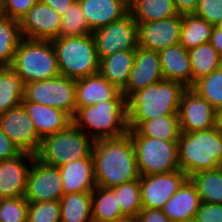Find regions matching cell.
I'll use <instances>...</instances> for the list:
<instances>
[{
	"instance_id": "obj_1",
	"label": "cell",
	"mask_w": 222,
	"mask_h": 222,
	"mask_svg": "<svg viewBox=\"0 0 222 222\" xmlns=\"http://www.w3.org/2000/svg\"><path fill=\"white\" fill-rule=\"evenodd\" d=\"M92 159L96 186L113 188L140 178L135 148L128 133L95 140Z\"/></svg>"
},
{
	"instance_id": "obj_2",
	"label": "cell",
	"mask_w": 222,
	"mask_h": 222,
	"mask_svg": "<svg viewBox=\"0 0 222 222\" xmlns=\"http://www.w3.org/2000/svg\"><path fill=\"white\" fill-rule=\"evenodd\" d=\"M186 89L181 83L161 80L137 90L127 99L128 129L158 116L178 115L180 98Z\"/></svg>"
},
{
	"instance_id": "obj_3",
	"label": "cell",
	"mask_w": 222,
	"mask_h": 222,
	"mask_svg": "<svg viewBox=\"0 0 222 222\" xmlns=\"http://www.w3.org/2000/svg\"><path fill=\"white\" fill-rule=\"evenodd\" d=\"M72 124L95 140L128 133L127 99L120 91L112 100L76 108Z\"/></svg>"
},
{
	"instance_id": "obj_4",
	"label": "cell",
	"mask_w": 222,
	"mask_h": 222,
	"mask_svg": "<svg viewBox=\"0 0 222 222\" xmlns=\"http://www.w3.org/2000/svg\"><path fill=\"white\" fill-rule=\"evenodd\" d=\"M179 169L188 177L222 166V130L214 127L195 132H181L178 139Z\"/></svg>"
},
{
	"instance_id": "obj_5",
	"label": "cell",
	"mask_w": 222,
	"mask_h": 222,
	"mask_svg": "<svg viewBox=\"0 0 222 222\" xmlns=\"http://www.w3.org/2000/svg\"><path fill=\"white\" fill-rule=\"evenodd\" d=\"M11 68L24 85L60 76L56 52L50 40L22 38Z\"/></svg>"
},
{
	"instance_id": "obj_6",
	"label": "cell",
	"mask_w": 222,
	"mask_h": 222,
	"mask_svg": "<svg viewBox=\"0 0 222 222\" xmlns=\"http://www.w3.org/2000/svg\"><path fill=\"white\" fill-rule=\"evenodd\" d=\"M51 42L60 75L76 80L99 72L100 59L93 34L55 38Z\"/></svg>"
},
{
	"instance_id": "obj_7",
	"label": "cell",
	"mask_w": 222,
	"mask_h": 222,
	"mask_svg": "<svg viewBox=\"0 0 222 222\" xmlns=\"http://www.w3.org/2000/svg\"><path fill=\"white\" fill-rule=\"evenodd\" d=\"M94 140L71 124L68 128L41 139L35 157L47 165L61 167L92 155Z\"/></svg>"
},
{
	"instance_id": "obj_8",
	"label": "cell",
	"mask_w": 222,
	"mask_h": 222,
	"mask_svg": "<svg viewBox=\"0 0 222 222\" xmlns=\"http://www.w3.org/2000/svg\"><path fill=\"white\" fill-rule=\"evenodd\" d=\"M136 153L140 176L179 170L178 141H164L144 136H130Z\"/></svg>"
},
{
	"instance_id": "obj_9",
	"label": "cell",
	"mask_w": 222,
	"mask_h": 222,
	"mask_svg": "<svg viewBox=\"0 0 222 222\" xmlns=\"http://www.w3.org/2000/svg\"><path fill=\"white\" fill-rule=\"evenodd\" d=\"M22 101L55 107L73 117L76 113L75 79L60 75L53 79L25 84Z\"/></svg>"
},
{
	"instance_id": "obj_10",
	"label": "cell",
	"mask_w": 222,
	"mask_h": 222,
	"mask_svg": "<svg viewBox=\"0 0 222 222\" xmlns=\"http://www.w3.org/2000/svg\"><path fill=\"white\" fill-rule=\"evenodd\" d=\"M99 59L138 47L137 22L130 13L92 32Z\"/></svg>"
},
{
	"instance_id": "obj_11",
	"label": "cell",
	"mask_w": 222,
	"mask_h": 222,
	"mask_svg": "<svg viewBox=\"0 0 222 222\" xmlns=\"http://www.w3.org/2000/svg\"><path fill=\"white\" fill-rule=\"evenodd\" d=\"M63 195L59 168L34 157L27 176L24 198L28 202L59 201Z\"/></svg>"
},
{
	"instance_id": "obj_12",
	"label": "cell",
	"mask_w": 222,
	"mask_h": 222,
	"mask_svg": "<svg viewBox=\"0 0 222 222\" xmlns=\"http://www.w3.org/2000/svg\"><path fill=\"white\" fill-rule=\"evenodd\" d=\"M189 179L180 169L169 173L140 176L142 209H163L172 195Z\"/></svg>"
},
{
	"instance_id": "obj_13",
	"label": "cell",
	"mask_w": 222,
	"mask_h": 222,
	"mask_svg": "<svg viewBox=\"0 0 222 222\" xmlns=\"http://www.w3.org/2000/svg\"><path fill=\"white\" fill-rule=\"evenodd\" d=\"M0 127L21 152L36 154L41 138L35 125L22 105L6 111L0 116Z\"/></svg>"
},
{
	"instance_id": "obj_14",
	"label": "cell",
	"mask_w": 222,
	"mask_h": 222,
	"mask_svg": "<svg viewBox=\"0 0 222 222\" xmlns=\"http://www.w3.org/2000/svg\"><path fill=\"white\" fill-rule=\"evenodd\" d=\"M179 122L181 132H195L216 127L215 108L190 88L180 98Z\"/></svg>"
},
{
	"instance_id": "obj_15",
	"label": "cell",
	"mask_w": 222,
	"mask_h": 222,
	"mask_svg": "<svg viewBox=\"0 0 222 222\" xmlns=\"http://www.w3.org/2000/svg\"><path fill=\"white\" fill-rule=\"evenodd\" d=\"M182 15L168 19L137 23L138 46L160 52L169 46L179 44Z\"/></svg>"
},
{
	"instance_id": "obj_16",
	"label": "cell",
	"mask_w": 222,
	"mask_h": 222,
	"mask_svg": "<svg viewBox=\"0 0 222 222\" xmlns=\"http://www.w3.org/2000/svg\"><path fill=\"white\" fill-rule=\"evenodd\" d=\"M19 24L23 38L51 41L58 36L61 16L39 1L25 14Z\"/></svg>"
},
{
	"instance_id": "obj_17",
	"label": "cell",
	"mask_w": 222,
	"mask_h": 222,
	"mask_svg": "<svg viewBox=\"0 0 222 222\" xmlns=\"http://www.w3.org/2000/svg\"><path fill=\"white\" fill-rule=\"evenodd\" d=\"M163 80L158 52L137 47L126 86L121 90L128 99L137 90Z\"/></svg>"
},
{
	"instance_id": "obj_18",
	"label": "cell",
	"mask_w": 222,
	"mask_h": 222,
	"mask_svg": "<svg viewBox=\"0 0 222 222\" xmlns=\"http://www.w3.org/2000/svg\"><path fill=\"white\" fill-rule=\"evenodd\" d=\"M34 157L32 153L21 152L14 158L0 161L1 199L24 196L27 176Z\"/></svg>"
},
{
	"instance_id": "obj_19",
	"label": "cell",
	"mask_w": 222,
	"mask_h": 222,
	"mask_svg": "<svg viewBox=\"0 0 222 222\" xmlns=\"http://www.w3.org/2000/svg\"><path fill=\"white\" fill-rule=\"evenodd\" d=\"M88 28H98L120 20L129 13V0H78Z\"/></svg>"
},
{
	"instance_id": "obj_20",
	"label": "cell",
	"mask_w": 222,
	"mask_h": 222,
	"mask_svg": "<svg viewBox=\"0 0 222 222\" xmlns=\"http://www.w3.org/2000/svg\"><path fill=\"white\" fill-rule=\"evenodd\" d=\"M21 105L33 120L41 139L63 131L72 124V117L61 109L30 101H22Z\"/></svg>"
},
{
	"instance_id": "obj_21",
	"label": "cell",
	"mask_w": 222,
	"mask_h": 222,
	"mask_svg": "<svg viewBox=\"0 0 222 222\" xmlns=\"http://www.w3.org/2000/svg\"><path fill=\"white\" fill-rule=\"evenodd\" d=\"M162 77L164 80L177 81L184 87L192 86V69L189 51L180 43L158 52Z\"/></svg>"
},
{
	"instance_id": "obj_22",
	"label": "cell",
	"mask_w": 222,
	"mask_h": 222,
	"mask_svg": "<svg viewBox=\"0 0 222 222\" xmlns=\"http://www.w3.org/2000/svg\"><path fill=\"white\" fill-rule=\"evenodd\" d=\"M200 203L197 188L188 179L166 202L162 210L171 222H193Z\"/></svg>"
},
{
	"instance_id": "obj_23",
	"label": "cell",
	"mask_w": 222,
	"mask_h": 222,
	"mask_svg": "<svg viewBox=\"0 0 222 222\" xmlns=\"http://www.w3.org/2000/svg\"><path fill=\"white\" fill-rule=\"evenodd\" d=\"M119 92L98 72L75 80V105L78 108L109 101Z\"/></svg>"
},
{
	"instance_id": "obj_24",
	"label": "cell",
	"mask_w": 222,
	"mask_h": 222,
	"mask_svg": "<svg viewBox=\"0 0 222 222\" xmlns=\"http://www.w3.org/2000/svg\"><path fill=\"white\" fill-rule=\"evenodd\" d=\"M64 195L92 192L96 187L92 155L59 167Z\"/></svg>"
},
{
	"instance_id": "obj_25",
	"label": "cell",
	"mask_w": 222,
	"mask_h": 222,
	"mask_svg": "<svg viewBox=\"0 0 222 222\" xmlns=\"http://www.w3.org/2000/svg\"><path fill=\"white\" fill-rule=\"evenodd\" d=\"M134 58L135 50L115 52L100 60L99 73L121 91L128 82Z\"/></svg>"
},
{
	"instance_id": "obj_26",
	"label": "cell",
	"mask_w": 222,
	"mask_h": 222,
	"mask_svg": "<svg viewBox=\"0 0 222 222\" xmlns=\"http://www.w3.org/2000/svg\"><path fill=\"white\" fill-rule=\"evenodd\" d=\"M130 136H144L164 141H178L181 129L179 115L158 116L140 123L134 130H128Z\"/></svg>"
},
{
	"instance_id": "obj_27",
	"label": "cell",
	"mask_w": 222,
	"mask_h": 222,
	"mask_svg": "<svg viewBox=\"0 0 222 222\" xmlns=\"http://www.w3.org/2000/svg\"><path fill=\"white\" fill-rule=\"evenodd\" d=\"M129 13L137 23L159 21L181 15L173 0H129Z\"/></svg>"
},
{
	"instance_id": "obj_28",
	"label": "cell",
	"mask_w": 222,
	"mask_h": 222,
	"mask_svg": "<svg viewBox=\"0 0 222 222\" xmlns=\"http://www.w3.org/2000/svg\"><path fill=\"white\" fill-rule=\"evenodd\" d=\"M91 195L93 222H114L125 218L117 205V196L113 188L96 186Z\"/></svg>"
},
{
	"instance_id": "obj_29",
	"label": "cell",
	"mask_w": 222,
	"mask_h": 222,
	"mask_svg": "<svg viewBox=\"0 0 222 222\" xmlns=\"http://www.w3.org/2000/svg\"><path fill=\"white\" fill-rule=\"evenodd\" d=\"M59 203L61 222H93L91 192L63 195Z\"/></svg>"
},
{
	"instance_id": "obj_30",
	"label": "cell",
	"mask_w": 222,
	"mask_h": 222,
	"mask_svg": "<svg viewBox=\"0 0 222 222\" xmlns=\"http://www.w3.org/2000/svg\"><path fill=\"white\" fill-rule=\"evenodd\" d=\"M24 84L11 66L0 67V116L22 103Z\"/></svg>"
},
{
	"instance_id": "obj_31",
	"label": "cell",
	"mask_w": 222,
	"mask_h": 222,
	"mask_svg": "<svg viewBox=\"0 0 222 222\" xmlns=\"http://www.w3.org/2000/svg\"><path fill=\"white\" fill-rule=\"evenodd\" d=\"M213 28L214 25L193 13L182 14V28L179 43L187 50L207 43L210 40Z\"/></svg>"
},
{
	"instance_id": "obj_32",
	"label": "cell",
	"mask_w": 222,
	"mask_h": 222,
	"mask_svg": "<svg viewBox=\"0 0 222 222\" xmlns=\"http://www.w3.org/2000/svg\"><path fill=\"white\" fill-rule=\"evenodd\" d=\"M188 51L192 69V84L200 77L222 67V57L209 42Z\"/></svg>"
},
{
	"instance_id": "obj_33",
	"label": "cell",
	"mask_w": 222,
	"mask_h": 222,
	"mask_svg": "<svg viewBox=\"0 0 222 222\" xmlns=\"http://www.w3.org/2000/svg\"><path fill=\"white\" fill-rule=\"evenodd\" d=\"M196 186L201 202L222 204V166L189 177Z\"/></svg>"
},
{
	"instance_id": "obj_34",
	"label": "cell",
	"mask_w": 222,
	"mask_h": 222,
	"mask_svg": "<svg viewBox=\"0 0 222 222\" xmlns=\"http://www.w3.org/2000/svg\"><path fill=\"white\" fill-rule=\"evenodd\" d=\"M20 24L16 19L0 17V67L11 66L16 48L22 39Z\"/></svg>"
},
{
	"instance_id": "obj_35",
	"label": "cell",
	"mask_w": 222,
	"mask_h": 222,
	"mask_svg": "<svg viewBox=\"0 0 222 222\" xmlns=\"http://www.w3.org/2000/svg\"><path fill=\"white\" fill-rule=\"evenodd\" d=\"M117 205L125 217H137L142 210L140 178L113 187Z\"/></svg>"
},
{
	"instance_id": "obj_36",
	"label": "cell",
	"mask_w": 222,
	"mask_h": 222,
	"mask_svg": "<svg viewBox=\"0 0 222 222\" xmlns=\"http://www.w3.org/2000/svg\"><path fill=\"white\" fill-rule=\"evenodd\" d=\"M190 89L207 100L216 109L222 104V67L200 77L192 84Z\"/></svg>"
},
{
	"instance_id": "obj_37",
	"label": "cell",
	"mask_w": 222,
	"mask_h": 222,
	"mask_svg": "<svg viewBox=\"0 0 222 222\" xmlns=\"http://www.w3.org/2000/svg\"><path fill=\"white\" fill-rule=\"evenodd\" d=\"M90 34H92V31L87 26L79 1L76 0L66 13L61 16V25L57 38Z\"/></svg>"
},
{
	"instance_id": "obj_38",
	"label": "cell",
	"mask_w": 222,
	"mask_h": 222,
	"mask_svg": "<svg viewBox=\"0 0 222 222\" xmlns=\"http://www.w3.org/2000/svg\"><path fill=\"white\" fill-rule=\"evenodd\" d=\"M27 222H61L59 201L28 202Z\"/></svg>"
},
{
	"instance_id": "obj_39",
	"label": "cell",
	"mask_w": 222,
	"mask_h": 222,
	"mask_svg": "<svg viewBox=\"0 0 222 222\" xmlns=\"http://www.w3.org/2000/svg\"><path fill=\"white\" fill-rule=\"evenodd\" d=\"M27 211L24 196L0 199V222H27Z\"/></svg>"
},
{
	"instance_id": "obj_40",
	"label": "cell",
	"mask_w": 222,
	"mask_h": 222,
	"mask_svg": "<svg viewBox=\"0 0 222 222\" xmlns=\"http://www.w3.org/2000/svg\"><path fill=\"white\" fill-rule=\"evenodd\" d=\"M193 14L214 26L222 25V0H198Z\"/></svg>"
},
{
	"instance_id": "obj_41",
	"label": "cell",
	"mask_w": 222,
	"mask_h": 222,
	"mask_svg": "<svg viewBox=\"0 0 222 222\" xmlns=\"http://www.w3.org/2000/svg\"><path fill=\"white\" fill-rule=\"evenodd\" d=\"M37 2L39 0H5L2 13L4 16L20 21Z\"/></svg>"
},
{
	"instance_id": "obj_42",
	"label": "cell",
	"mask_w": 222,
	"mask_h": 222,
	"mask_svg": "<svg viewBox=\"0 0 222 222\" xmlns=\"http://www.w3.org/2000/svg\"><path fill=\"white\" fill-rule=\"evenodd\" d=\"M193 222H222V204L201 202Z\"/></svg>"
},
{
	"instance_id": "obj_43",
	"label": "cell",
	"mask_w": 222,
	"mask_h": 222,
	"mask_svg": "<svg viewBox=\"0 0 222 222\" xmlns=\"http://www.w3.org/2000/svg\"><path fill=\"white\" fill-rule=\"evenodd\" d=\"M20 153L19 148L7 137L0 127V161L14 158Z\"/></svg>"
},
{
	"instance_id": "obj_44",
	"label": "cell",
	"mask_w": 222,
	"mask_h": 222,
	"mask_svg": "<svg viewBox=\"0 0 222 222\" xmlns=\"http://www.w3.org/2000/svg\"><path fill=\"white\" fill-rule=\"evenodd\" d=\"M136 219L137 222H171L161 209H142Z\"/></svg>"
},
{
	"instance_id": "obj_45",
	"label": "cell",
	"mask_w": 222,
	"mask_h": 222,
	"mask_svg": "<svg viewBox=\"0 0 222 222\" xmlns=\"http://www.w3.org/2000/svg\"><path fill=\"white\" fill-rule=\"evenodd\" d=\"M42 4L48 5L52 8L56 13L60 16H63L69 7L76 1V0H39Z\"/></svg>"
},
{
	"instance_id": "obj_46",
	"label": "cell",
	"mask_w": 222,
	"mask_h": 222,
	"mask_svg": "<svg viewBox=\"0 0 222 222\" xmlns=\"http://www.w3.org/2000/svg\"><path fill=\"white\" fill-rule=\"evenodd\" d=\"M179 14H192L197 8L198 0H173Z\"/></svg>"
},
{
	"instance_id": "obj_47",
	"label": "cell",
	"mask_w": 222,
	"mask_h": 222,
	"mask_svg": "<svg viewBox=\"0 0 222 222\" xmlns=\"http://www.w3.org/2000/svg\"><path fill=\"white\" fill-rule=\"evenodd\" d=\"M209 43L215 48L222 57V25H216L213 28Z\"/></svg>"
},
{
	"instance_id": "obj_48",
	"label": "cell",
	"mask_w": 222,
	"mask_h": 222,
	"mask_svg": "<svg viewBox=\"0 0 222 222\" xmlns=\"http://www.w3.org/2000/svg\"><path fill=\"white\" fill-rule=\"evenodd\" d=\"M215 123L222 130V104L215 109Z\"/></svg>"
},
{
	"instance_id": "obj_49",
	"label": "cell",
	"mask_w": 222,
	"mask_h": 222,
	"mask_svg": "<svg viewBox=\"0 0 222 222\" xmlns=\"http://www.w3.org/2000/svg\"><path fill=\"white\" fill-rule=\"evenodd\" d=\"M114 222H137V219L135 217H125Z\"/></svg>"
},
{
	"instance_id": "obj_50",
	"label": "cell",
	"mask_w": 222,
	"mask_h": 222,
	"mask_svg": "<svg viewBox=\"0 0 222 222\" xmlns=\"http://www.w3.org/2000/svg\"><path fill=\"white\" fill-rule=\"evenodd\" d=\"M4 3H5V0H0V7H1V8L4 7Z\"/></svg>"
},
{
	"instance_id": "obj_51",
	"label": "cell",
	"mask_w": 222,
	"mask_h": 222,
	"mask_svg": "<svg viewBox=\"0 0 222 222\" xmlns=\"http://www.w3.org/2000/svg\"><path fill=\"white\" fill-rule=\"evenodd\" d=\"M3 16L2 8L0 7V17Z\"/></svg>"
}]
</instances>
